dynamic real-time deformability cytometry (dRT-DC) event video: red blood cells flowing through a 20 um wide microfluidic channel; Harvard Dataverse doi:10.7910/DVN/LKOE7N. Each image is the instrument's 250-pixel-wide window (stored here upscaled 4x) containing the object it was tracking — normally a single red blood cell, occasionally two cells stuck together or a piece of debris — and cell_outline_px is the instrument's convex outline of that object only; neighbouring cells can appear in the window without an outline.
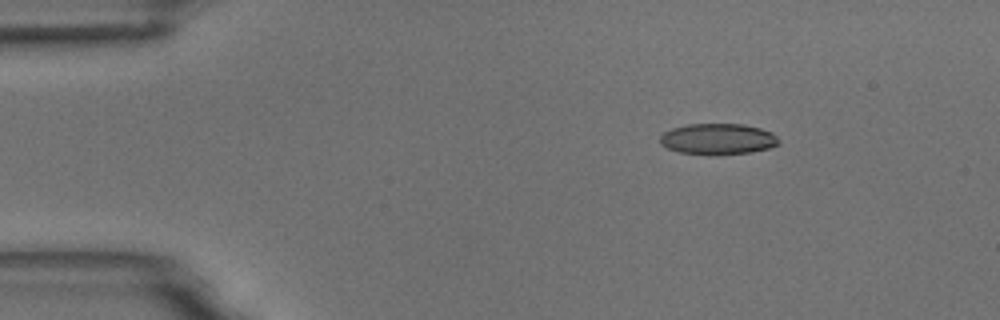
{"species": "common noctule bat (a hibernating species)", "species_latin": "Nyctalus noctula", "temperature_condition": "room temperature", "stored_images_in_passage": 47, "camera_frame_rate_fps": 3000, "um_per_image_px": 0.085, "animal": {"sex": "male", "body_mass_g": 18.8}, "frame": {"image": 1, "passage_image": 1, "time_ms": 0.0, "image_size_px": [1000, 320], "cell_outline_px": [[780, 144], [768, 148], [752, 152], [680, 152], [668, 148], [660, 144], [660, 136], [664, 132], [672, 128], [688, 124], [744, 124], [760, 128], [772, 132], [780, 140]], "centroid_in_image_um": [61.05, 11.77], "position_along_channel_um": 24.0, "area_um2": 20.69}}
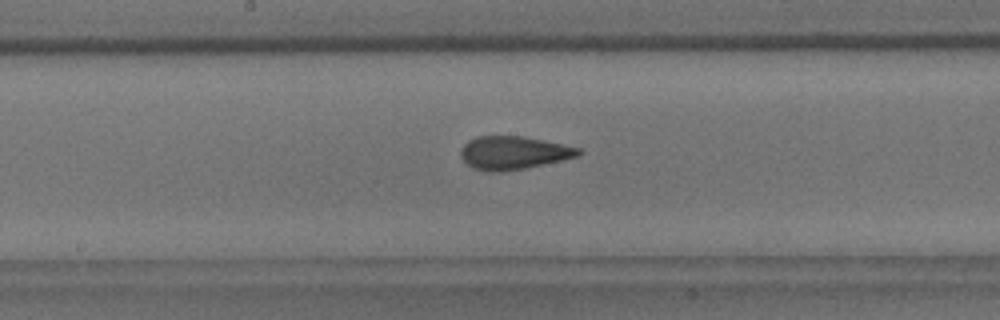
{"frame": {"image": 2, "passage_image": 21, "time_ms": 6.667, "image_size_px": [1000, 320], "cell_outline_px": [[584, 152], [580, 156], [524, 168], [500, 172], [488, 172], [472, 168], [460, 156], [460, 152], [464, 144], [468, 140], [476, 136], [524, 136], [580, 148]], "centroid_in_image_um": [43.64, 12.98], "position_along_channel_um": 204.6, "area_um2": 22.77}}
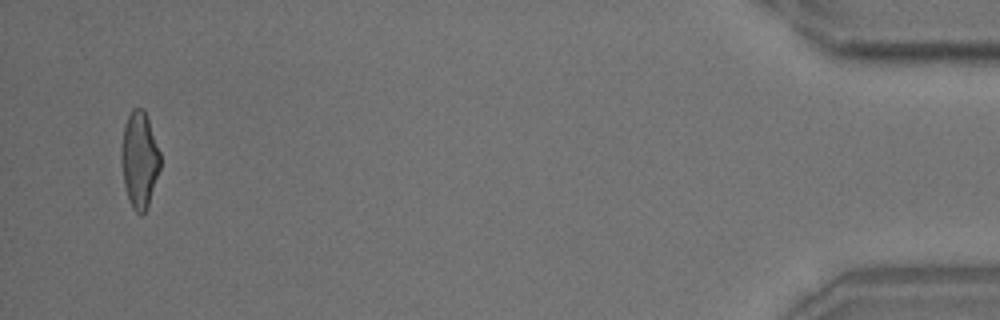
{"frame": {"image": 3, "passage_image": 45, "time_ms": 14.667, "image_size_px": [1000, 320], "cell_outline_px": [[160, 168], [148, 208], [140, 216], [132, 208], [124, 184], [120, 160], [120, 148], [124, 124], [132, 108], [144, 108], [160, 152]], "centroid_in_image_um": [11.84, 13.58], "position_along_channel_um": 423.4, "area_um2": 22.08}, "authors_computed_cell_mechanics": {"area_um2": 22.3108, "velocity_mm_per_s": 3.7633, "shape_relaxation_time_tau1_ms": 5.1494, "shape_relaxation_time_tau2_ms": 1.2998, "deformation_change_tau1": 0.1685, "deformation_change_tau2": 0.0894}}